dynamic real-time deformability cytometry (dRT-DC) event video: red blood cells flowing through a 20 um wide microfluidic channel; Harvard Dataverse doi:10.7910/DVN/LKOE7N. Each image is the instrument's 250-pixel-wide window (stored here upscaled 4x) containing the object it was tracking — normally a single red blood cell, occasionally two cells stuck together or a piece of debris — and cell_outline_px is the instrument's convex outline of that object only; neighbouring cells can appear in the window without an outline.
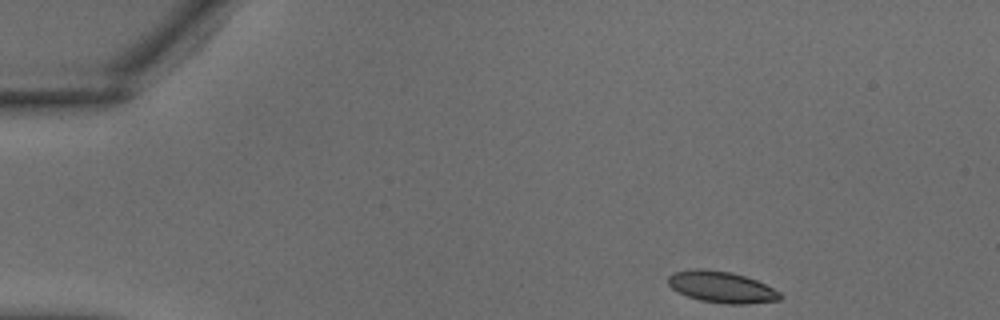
{"species": "common noctule bat (a hibernating species)", "species_latin": "Nyctalus noctula", "temperature_condition": "warm", "stored_images_in_passage": 13, "camera_frame_rate_fps": 3000, "um_per_image_px": 0.085, "animal": {"sex": "male", "body_mass_g": 18.8}, "frame": {"image": 1, "passage_image": 1, "time_ms": 0.0, "image_size_px": [1000, 320], "cell_outline_px": [[784, 296], [780, 300], [748, 304], [724, 304], [700, 300], [688, 296], [672, 288], [668, 284], [668, 276], [672, 272], [696, 268], [700, 268], [728, 272], [744, 276], [756, 280], [780, 292]], "centroid_in_image_um": [61.34, 24.4], "position_along_channel_um": 23.7, "area_um2": 20.4}}